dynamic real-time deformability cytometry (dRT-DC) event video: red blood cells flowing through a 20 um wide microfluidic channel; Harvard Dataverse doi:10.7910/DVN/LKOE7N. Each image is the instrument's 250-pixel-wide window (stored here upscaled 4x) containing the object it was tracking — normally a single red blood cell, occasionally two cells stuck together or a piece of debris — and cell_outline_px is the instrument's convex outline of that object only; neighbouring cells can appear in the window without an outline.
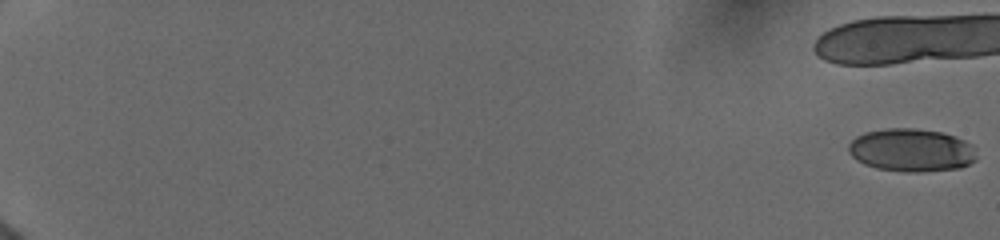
{"species": "human", "species_latin": "Homo sapiens", "temperature_condition": "cold", "stored_images_in_passage": 20, "camera_frame_rate_fps": 3000, "um_per_image_px": 0.085, "donor": {"sex": "female"}, "frame": {"image": 1, "passage_image": 1, "time_ms": 0.0, "image_size_px": [1000, 240], "cell_outline_px": [[976, 160], [960, 168], [920, 172], [908, 172], [876, 168], [864, 164], [856, 160], [848, 152], [848, 144], [856, 136], [864, 132], [888, 128], [916, 128], [944, 132], [956, 136], [972, 144], [976, 156]], "centroid_in_image_um": [77.46, 12.75], "position_along_channel_um": 7.5, "area_um2": 32.37}}
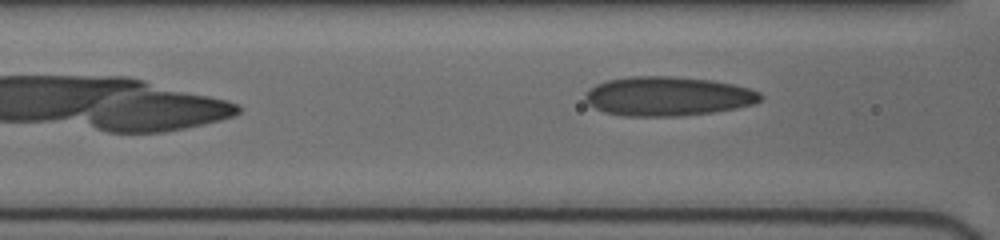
{"frame": {"image": 2, "passage_image": 20, "time_ms": 9.667, "image_size_px": [1000, 240], "cell_outline_px": [[764, 96], [756, 104], [736, 108], [712, 112], [680, 116], [624, 116], [604, 112], [588, 104], [584, 100], [584, 96], [596, 84], [608, 80], [632, 76], [672, 76], [712, 80], [732, 84], [748, 88], [760, 92]], "centroid_in_image_um": [56.78, 8.18], "position_along_channel_um": 109.8, "area_um2": 40.11}}